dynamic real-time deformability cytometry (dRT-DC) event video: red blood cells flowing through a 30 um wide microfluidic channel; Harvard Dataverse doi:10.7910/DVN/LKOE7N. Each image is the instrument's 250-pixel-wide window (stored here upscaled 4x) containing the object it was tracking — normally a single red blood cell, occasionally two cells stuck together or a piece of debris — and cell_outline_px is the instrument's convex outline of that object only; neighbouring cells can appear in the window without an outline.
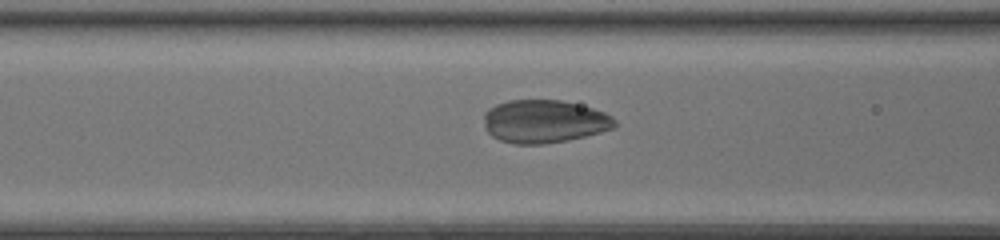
{"species": "common noctule bat (a hibernating species)", "species_latin": "Nyctalus noctula", "temperature_condition": "room temperature", "stored_images_in_passage": 31, "camera_frame_rate_fps": 3000, "um_per_image_px": 0.085, "animal": {"sex": "female", "body_mass_g": 20.0, "forearm_length_mm": 54.0}, "frame": {"image": 1, "passage_image": 4, "time_ms": 1.0, "image_size_px": [1000, 240], "cell_outline_px": [[616, 128], [568, 140], [544, 144], [512, 144], [500, 140], [492, 136], [484, 128], [484, 112], [488, 108], [496, 104], [508, 100], [560, 100], [592, 108], [604, 112], [612, 116], [616, 120]], "centroid_in_image_um": [46.24, 10.32], "position_along_channel_um": 120.4, "area_um2": 33.0}}
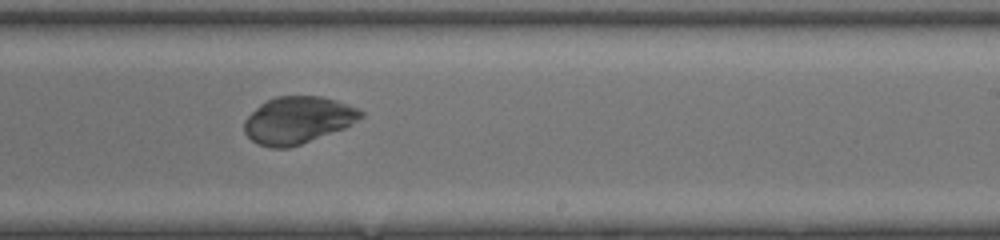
{"frame": {"image": 2, "passage_image": 14, "time_ms": 4.333, "image_size_px": [1000, 240], "cell_outline_px": [[364, 116], [344, 128], [300, 144], [288, 148], [272, 148], [256, 144], [244, 132], [244, 120], [260, 104], [276, 96], [320, 96], [336, 100], [356, 108], [364, 112]], "centroid_in_image_um": [25.29, 10.21], "position_along_channel_um": 263.7, "area_um2": 31.73}}
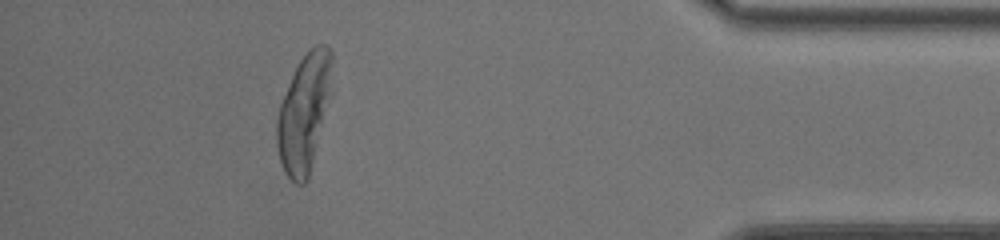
{"frame": {"image": 3, "passage_image": 27, "time_ms": 8.667, "image_size_px": [1000, 240], "cell_outline_px": [[332, 60], [308, 180], [304, 184], [296, 184], [284, 172], [280, 160], [276, 144], [276, 120], [280, 104], [292, 76], [300, 60], [308, 48], [316, 44], [328, 44], [332, 52]], "centroid_in_image_um": [25.74, 9.57], "position_along_channel_um": 409.5, "area_um2": 35.37}}